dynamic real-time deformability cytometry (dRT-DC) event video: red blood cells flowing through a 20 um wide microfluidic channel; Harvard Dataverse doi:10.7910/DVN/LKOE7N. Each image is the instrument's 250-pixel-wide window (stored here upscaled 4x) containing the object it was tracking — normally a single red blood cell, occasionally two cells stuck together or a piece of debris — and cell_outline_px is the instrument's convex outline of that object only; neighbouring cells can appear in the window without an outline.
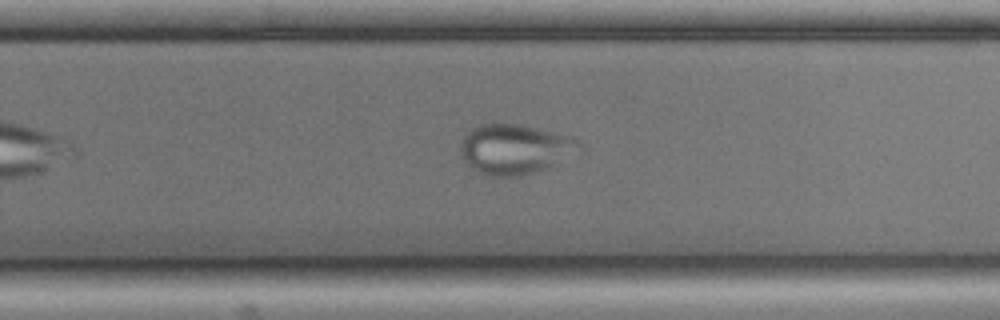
{"species": "common noctule bat (a hibernating species)", "species_latin": "Nyctalus noctula", "temperature_condition": "cold", "stored_images_in_passage": 43, "camera_frame_rate_fps": 3000, "um_per_image_px": 0.085, "animal": {"sex": "male", "body_mass_g": 17.9, "forearm_length_mm": 54.2}, "frame": {"image": 1, "passage_image": 25, "time_ms": 8.0, "image_size_px": [1000, 320], "cell_outline_px": [[584, 152], [532, 172], [516, 176], [492, 176], [480, 172], [472, 168], [460, 156], [460, 144], [464, 136], [472, 128], [480, 124], [520, 124], [576, 136], [584, 144]], "centroid_in_image_um": [43.85, 12.65], "position_along_channel_um": 285.9, "area_um2": 34.97}}